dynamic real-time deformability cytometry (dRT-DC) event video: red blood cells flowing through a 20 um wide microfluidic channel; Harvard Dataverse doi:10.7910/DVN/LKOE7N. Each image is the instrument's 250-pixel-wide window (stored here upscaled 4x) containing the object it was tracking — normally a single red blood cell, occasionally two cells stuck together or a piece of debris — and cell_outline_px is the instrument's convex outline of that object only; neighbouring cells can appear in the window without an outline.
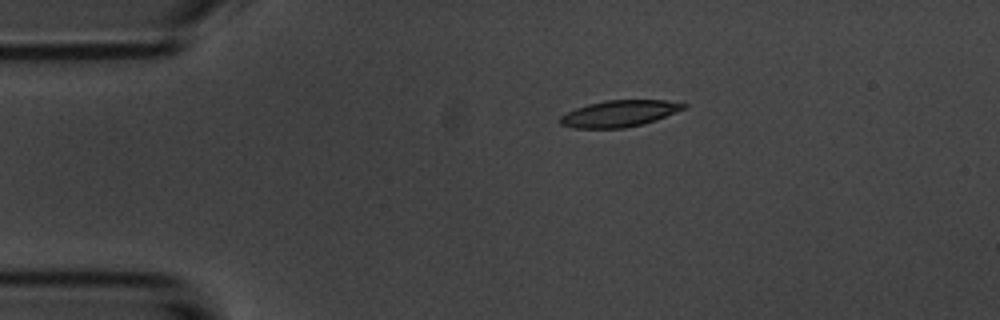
{"species": "common noctule bat (a hibernating species)", "species_latin": "Nyctalus noctula", "temperature_condition": "room temperature", "stored_images_in_passage": 5, "camera_frame_rate_fps": 3000, "um_per_image_px": 0.085, "animal": {"sex": "male", "body_mass_g": 20.1, "forearm_length_mm": 53.5}, "frame": {"image": 1, "passage_image": 3, "time_ms": 2.333, "image_size_px": [1000, 320], "cell_outline_px": [[688, 108], [656, 120], [624, 128], [572, 128], [560, 124], [560, 116], [576, 108], [588, 104], [604, 100], [664, 100], [688, 104]], "centroid_in_image_um": [52.67, 9.64], "position_along_channel_um": 32.3, "area_um2": 19.07}}
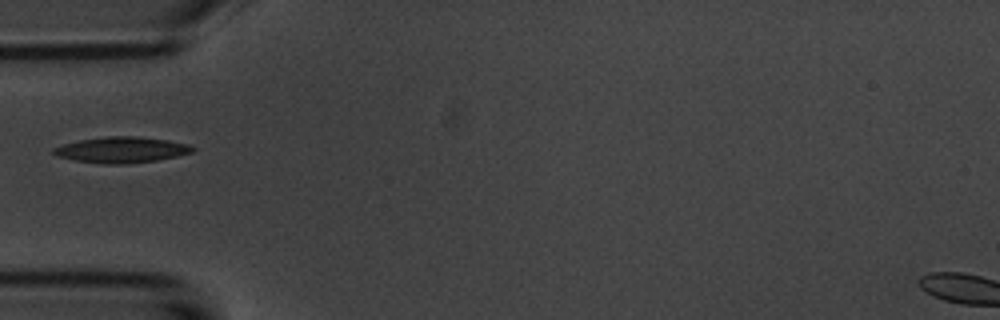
{"frame": {"image": 2, "passage_image": 5, "time_ms": 4.667, "image_size_px": [1000, 320], "cell_outline_px": [[196, 148], [192, 152], [176, 156], [156, 160], [128, 164], [104, 164], [72, 160], [56, 156], [52, 152], [52, 148], [64, 144], [80, 140], [108, 136], [136, 136], [168, 140], [188, 144]], "centroid_in_image_um": [10.31, 12.74], "position_along_channel_um": 74.7, "area_um2": 20.98}}